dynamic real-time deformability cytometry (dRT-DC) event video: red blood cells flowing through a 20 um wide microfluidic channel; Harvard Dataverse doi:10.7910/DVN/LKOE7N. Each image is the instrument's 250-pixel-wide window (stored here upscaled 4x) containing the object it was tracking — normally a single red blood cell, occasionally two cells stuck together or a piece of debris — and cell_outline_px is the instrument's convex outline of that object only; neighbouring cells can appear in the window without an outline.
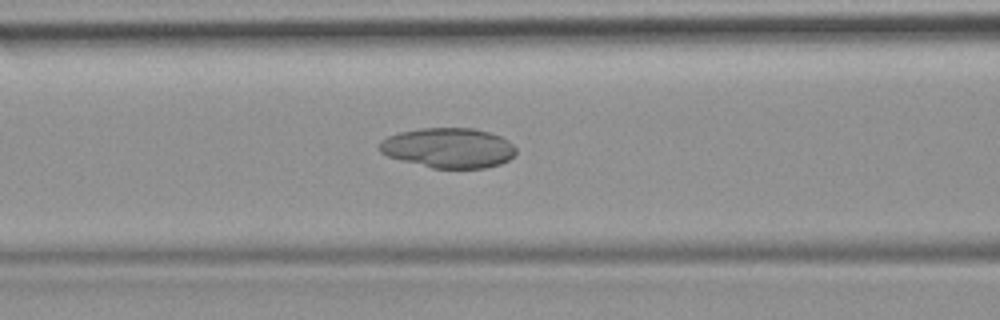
{"species": "common noctule bat (a hibernating species)", "species_latin": "Nyctalus noctula", "temperature_condition": "room temperature", "stored_images_in_passage": 41, "camera_frame_rate_fps": 3000, "um_per_image_px": 0.085, "animal": {"sex": "female", "body_mass_g": 19.9}, "frame": {"image": 1, "passage_image": 12, "time_ms": 3.667, "image_size_px": [1000, 320], "cell_outline_px": [[516, 152], [508, 160], [500, 164], [484, 168], [432, 168], [388, 156], [380, 152], [376, 148], [380, 140], [388, 136], [400, 132], [420, 128], [472, 128], [488, 132], [500, 136], [508, 140], [516, 148]], "centroid_in_image_um": [38.09, 12.57], "position_along_channel_um": 128.5, "area_um2": 31.85}}
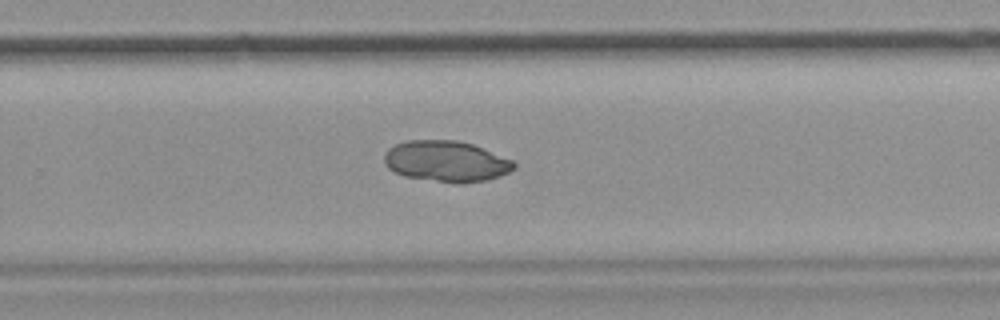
{"frame": {"image": 2, "passage_image": 24, "time_ms": 7.667, "image_size_px": [1000, 320], "cell_outline_px": [[516, 168], [500, 176], [484, 180], [464, 184], [456, 184], [404, 176], [388, 168], [384, 164], [384, 152], [388, 148], [396, 144], [408, 140], [456, 140], [472, 144], [484, 148], [512, 160], [516, 164]], "centroid_in_image_um": [37.92, 13.71], "position_along_channel_um": 291.9, "area_um2": 31.15}}